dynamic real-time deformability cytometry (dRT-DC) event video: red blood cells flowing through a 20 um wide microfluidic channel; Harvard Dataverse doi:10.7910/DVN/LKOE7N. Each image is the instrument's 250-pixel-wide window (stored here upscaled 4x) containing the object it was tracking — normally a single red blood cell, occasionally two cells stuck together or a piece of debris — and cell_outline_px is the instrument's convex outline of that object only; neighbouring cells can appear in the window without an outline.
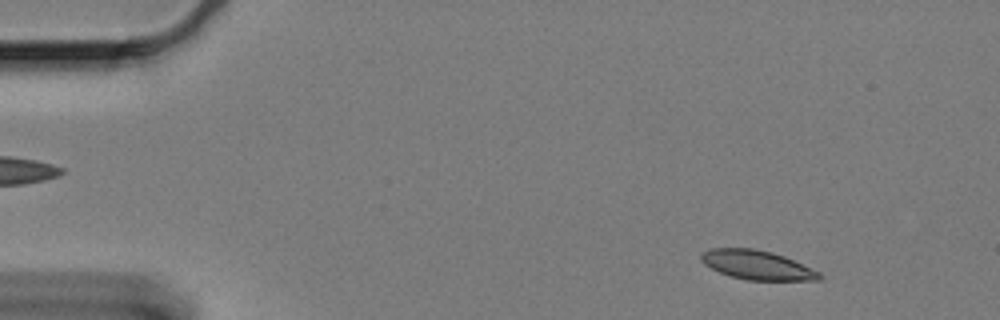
{"species": "Egyptian fruit bat (a non-hibernating species)", "species_latin": "Rousettus aegyptiacus", "temperature_condition": "cold", "stored_images_in_passage": 54, "camera_frame_rate_fps": 3000, "um_per_image_px": 0.085, "animal": {"sex": "female"}, "frame": {"image": 1, "passage_image": 6, "time_ms": 1.667, "image_size_px": [1000, 320], "cell_outline_px": [[824, 276], [820, 280], [748, 280], [732, 276], [720, 272], [704, 264], [700, 260], [700, 252], [712, 248], [756, 248], [772, 252], [784, 256], [820, 272]], "centroid_in_image_um": [64.34, 22.51], "position_along_channel_um": 20.7, "area_um2": 20.11}}
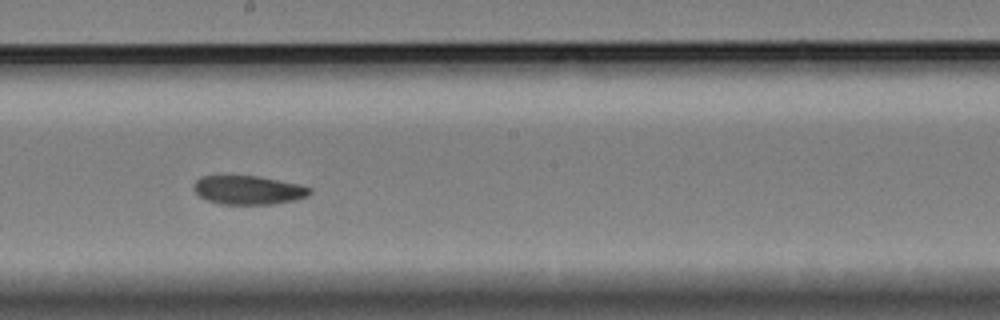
{"frame": {"image": 2, "passage_image": 33, "time_ms": 10.667, "image_size_px": [1000, 320], "cell_outline_px": [[312, 192], [308, 196], [296, 200], [272, 204], [220, 204], [208, 200], [200, 196], [192, 188], [196, 180], [200, 176], [256, 176], [300, 184], [312, 188]], "centroid_in_image_um": [21.13, 16.15], "position_along_channel_um": 227.1, "area_um2": 19.48}}
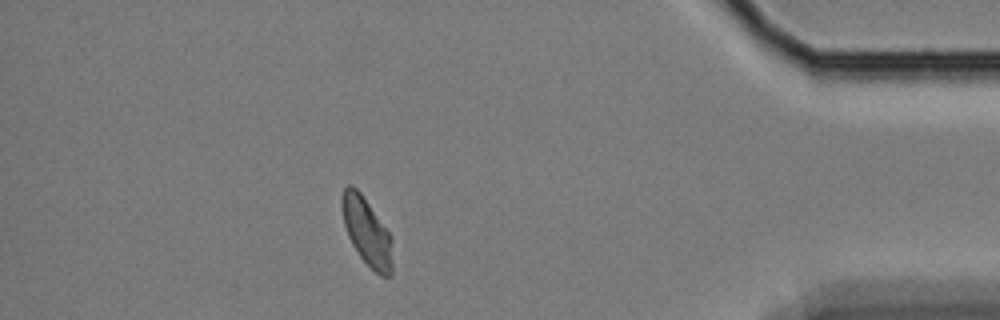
{"frame": {"image": 3, "passage_image": 53, "time_ms": 17.333, "image_size_px": [1000, 320], "cell_outline_px": [[392, 272], [388, 276], [380, 276], [360, 256], [352, 244], [348, 236], [344, 224], [340, 208], [340, 196], [344, 188], [348, 184], [352, 184], [360, 192], [388, 232], [392, 240]], "centroid_in_image_um": [31.14, 19.66], "position_along_channel_um": 404.1, "area_um2": 19.77}}